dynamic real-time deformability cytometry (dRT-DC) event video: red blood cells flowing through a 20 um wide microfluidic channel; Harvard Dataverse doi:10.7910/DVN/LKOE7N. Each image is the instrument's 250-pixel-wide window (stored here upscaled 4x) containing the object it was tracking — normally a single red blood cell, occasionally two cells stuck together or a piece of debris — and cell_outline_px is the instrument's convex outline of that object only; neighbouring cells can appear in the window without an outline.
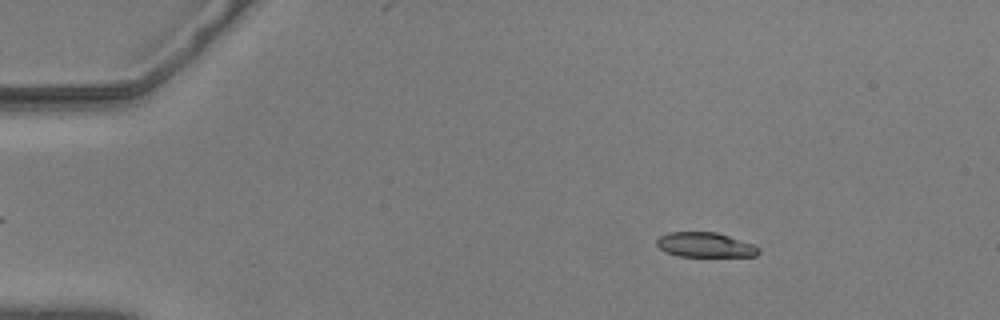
{"species": "common noctule bat (a hibernating species)", "species_latin": "Nyctalus noctula", "temperature_condition": "warm", "stored_images_in_passage": 57, "camera_frame_rate_fps": 3000, "um_per_image_px": 0.085, "animal": {"sex": "male", "body_mass_g": 20.5, "forearm_length_mm": 52.5}, "frame": {"image": 1, "passage_image": 9, "time_ms": 2.667, "image_size_px": [1000, 320], "cell_outline_px": [[760, 252], [756, 256], [680, 256], [664, 252], [656, 244], [656, 240], [660, 236], [668, 232], [716, 232], [752, 244], [760, 248]], "centroid_in_image_um": [59.91, 20.81], "position_along_channel_um": 25.1, "area_um2": 14.62}}
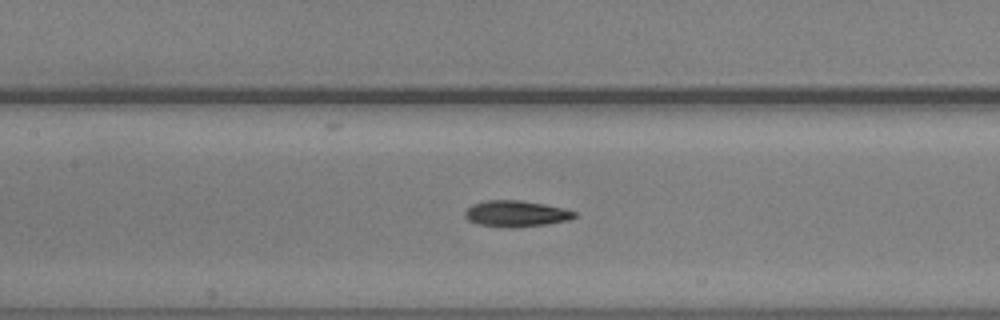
{"frame": {"image": 2, "passage_image": 27, "time_ms": 8.667, "image_size_px": [1000, 320], "cell_outline_px": [[576, 216], [568, 220], [548, 224], [512, 228], [480, 224], [468, 220], [464, 216], [464, 212], [472, 204], [484, 200], [520, 200], [544, 204], [564, 208], [576, 212]], "centroid_in_image_um": [43.86, 18.15], "position_along_channel_um": 163.5, "area_um2": 16.7}}
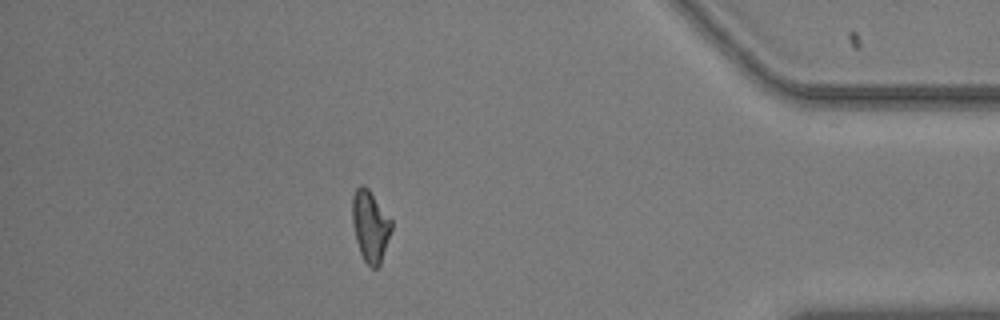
{"frame": {"image": 3, "passage_image": 50, "time_ms": 16.333, "image_size_px": [1000, 320], "cell_outline_px": [[392, 228], [380, 264], [376, 268], [372, 268], [364, 260], [360, 252], [356, 240], [352, 224], [352, 196], [356, 188], [360, 184], [364, 184], [368, 188], [392, 220]], "centroid_in_image_um": [31.46, 19.18], "position_along_channel_um": 403.7, "area_um2": 16.24}, "authors_computed_cell_mechanics": {"area_um2": 16.184, "velocity_mm_per_s": 3.6287, "shape_relaxation_time_tau1_ms": 2.0902, "shape_relaxation_time_tau2_ms": 6.0922, "deformation_change_tau1": 0.1551, "deformation_change_tau2": 0.1528}}